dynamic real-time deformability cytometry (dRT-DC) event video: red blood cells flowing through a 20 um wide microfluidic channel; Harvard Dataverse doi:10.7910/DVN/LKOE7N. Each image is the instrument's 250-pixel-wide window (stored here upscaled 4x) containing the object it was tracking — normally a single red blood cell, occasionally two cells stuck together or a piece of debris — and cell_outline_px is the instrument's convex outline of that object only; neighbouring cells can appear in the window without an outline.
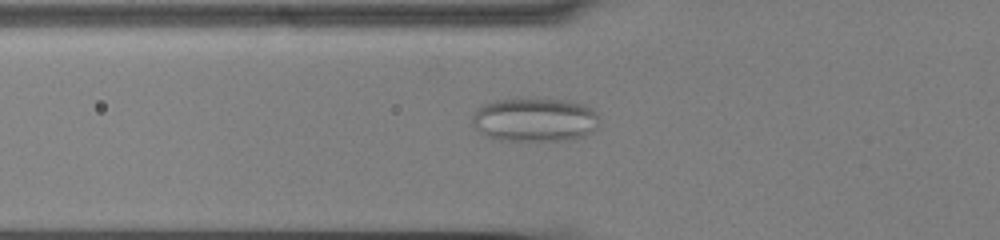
{"species": "common noctule bat (a hibernating species)", "species_latin": "Nyctalus noctula", "temperature_condition": "cold", "stored_images_in_passage": 58, "camera_frame_rate_fps": 3000, "um_per_image_px": 0.085, "animal": {"sex": "male", "body_mass_g": 13.0, "forearm_length_mm": 53.1}, "frame": {"image": 1, "passage_image": 22, "time_ms": 7.0, "image_size_px": [1000, 240], "cell_outline_px": [[596, 128], [592, 132], [584, 136], [572, 140], [500, 140], [488, 136], [480, 132], [472, 124], [472, 116], [484, 104], [496, 100], [568, 100], [584, 104], [592, 108], [596, 112]], "centroid_in_image_um": [45.48, 10.2], "position_along_channel_um": 80.3, "area_um2": 31.91}}
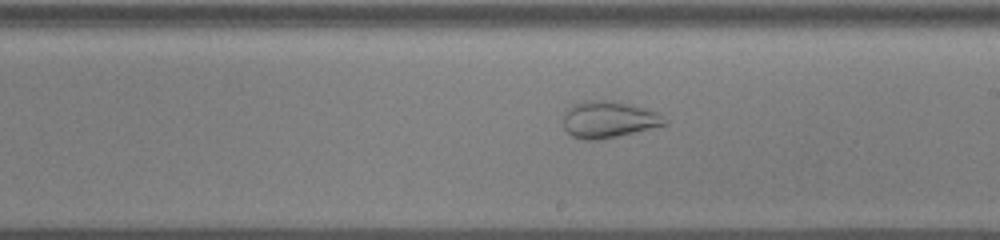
{"frame": {"image": 2, "passage_image": 35, "time_ms": 11.333, "image_size_px": [1000, 240], "cell_outline_px": [[668, 124], [620, 136], [600, 140], [584, 140], [572, 136], [564, 128], [564, 112], [572, 104], [584, 100], [612, 100], [644, 108], [656, 112], [668, 120]], "centroid_in_image_um": [51.72, 10.16], "position_along_channel_um": 237.3, "area_um2": 21.85}}
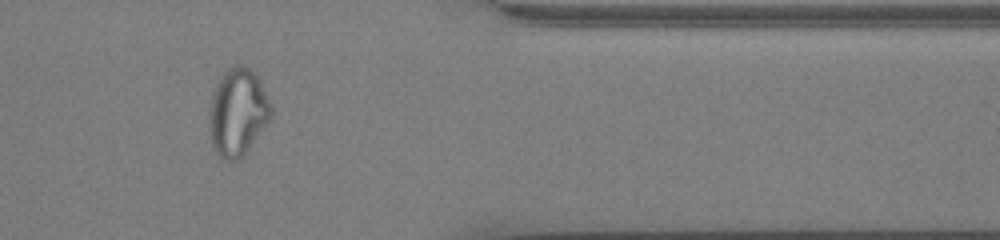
{"frame": {"image": 3, "passage_image": 49, "time_ms": 16.0, "image_size_px": [1000, 240], "cell_outline_px": [[272, 116], [248, 148], [236, 160], [224, 160], [212, 148], [208, 124], [212, 96], [216, 84], [220, 76], [228, 68], [236, 64], [240, 64], [248, 68], [260, 80], [272, 104]], "centroid_in_image_um": [20.19, 9.51], "position_along_channel_um": 391.2, "area_um2": 31.27}}